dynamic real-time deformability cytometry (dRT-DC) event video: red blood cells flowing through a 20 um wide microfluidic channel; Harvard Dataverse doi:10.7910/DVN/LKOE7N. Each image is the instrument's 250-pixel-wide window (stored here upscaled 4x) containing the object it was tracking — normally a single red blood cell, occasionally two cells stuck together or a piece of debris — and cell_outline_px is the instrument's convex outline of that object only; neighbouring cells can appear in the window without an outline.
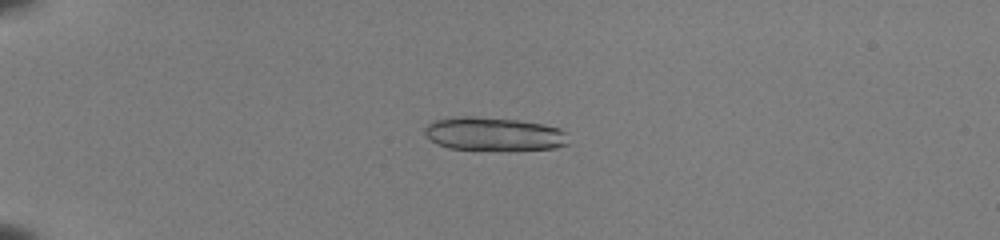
{"species": "common noctule bat (a hibernating species)", "species_latin": "Nyctalus noctula", "temperature_condition": "room temperature", "stored_images_in_passage": 53, "camera_frame_rate_fps": 3000, "um_per_image_px": 0.085, "animal": {"sex": "female", "body_mass_g": 22.0, "forearm_length_mm": 56.7}, "frame": {"image": 1, "passage_image": 16, "time_ms": 5.0, "image_size_px": [1000, 240], "cell_outline_px": [[568, 144], [556, 148], [508, 152], [448, 148], [436, 144], [424, 132], [424, 128], [432, 120], [460, 116], [472, 116], [516, 120], [544, 124], [560, 128], [568, 132]], "centroid_in_image_um": [42.03, 11.42], "position_along_channel_um": 43.0, "area_um2": 28.96}, "authors_computed_cell_mechanics": {"area_um2": 19.1896, "velocity_mm_per_s": 4.0242, "shape_relaxation_time_tau1_ms": 10.4338, "shape_relaxation_time_tau2_ms": 1.6361, "deformation_change_tau1": 0.2697, "deformation_change_tau2": 0.0626}}